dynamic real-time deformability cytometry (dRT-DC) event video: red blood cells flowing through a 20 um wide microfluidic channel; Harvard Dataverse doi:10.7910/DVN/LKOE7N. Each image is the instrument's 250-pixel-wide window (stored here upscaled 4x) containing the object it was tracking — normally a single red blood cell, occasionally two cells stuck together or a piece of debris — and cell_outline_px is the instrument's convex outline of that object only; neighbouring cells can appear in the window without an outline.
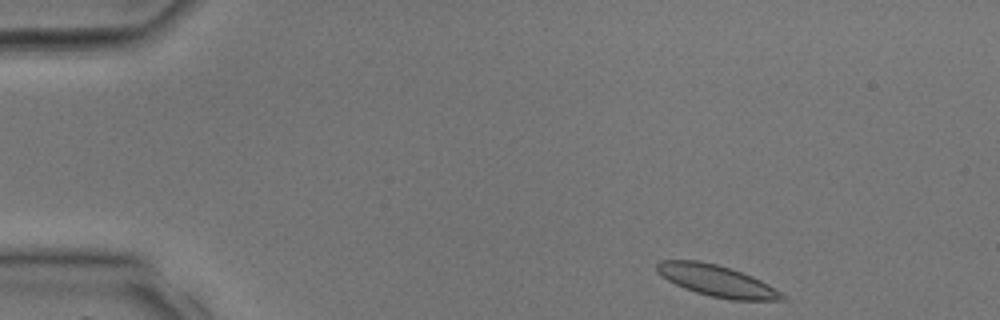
{"species": "common noctule bat (a hibernating species)", "species_latin": "Nyctalus noctula", "temperature_condition": "room temperature", "stored_images_in_passage": 2, "camera_frame_rate_fps": 3000, "um_per_image_px": 0.085, "animal": {"sex": "male", "body_mass_g": 17.9, "forearm_length_mm": 54.2}, "frame": {"image": 1, "passage_image": 2, "time_ms": 0.333, "image_size_px": [1000, 320], "cell_outline_px": [[788, 300], [732, 300], [712, 296], [696, 292], [684, 288], [668, 280], [656, 272], [656, 264], [660, 260], [700, 260], [732, 268], [752, 276], [768, 284], [788, 296]], "centroid_in_image_um": [60.95, 23.86], "position_along_channel_um": 24.0, "area_um2": 23.0}}